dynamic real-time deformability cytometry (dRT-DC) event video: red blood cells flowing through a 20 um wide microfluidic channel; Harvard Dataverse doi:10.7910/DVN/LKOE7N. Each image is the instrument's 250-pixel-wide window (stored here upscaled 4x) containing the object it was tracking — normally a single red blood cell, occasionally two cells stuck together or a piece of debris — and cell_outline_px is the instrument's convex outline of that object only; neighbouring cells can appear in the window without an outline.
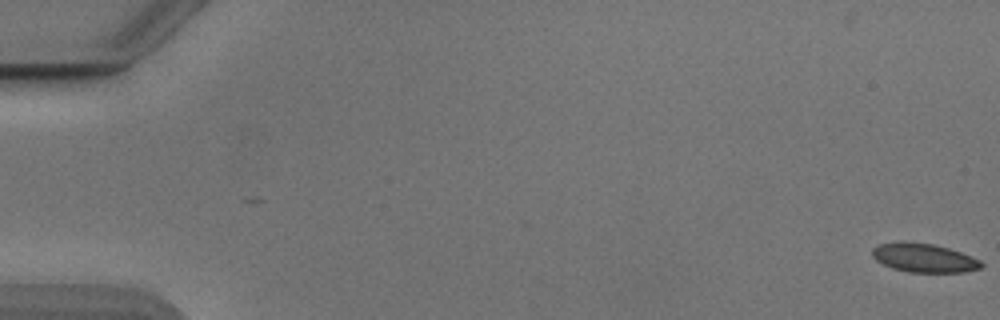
{"species": "Egyptian fruit bat (a non-hibernating species)", "species_latin": "Rousettus aegyptiacus", "temperature_condition": "cold", "stored_images_in_passage": 10, "camera_frame_rate_fps": 3000, "um_per_image_px": 0.085, "animal": {"sex": "male"}, "frame": {"image": 1, "passage_image": 1, "time_ms": 0.0, "image_size_px": [1000, 320], "cell_outline_px": [[984, 264], [980, 268], [964, 272], [908, 272], [892, 268], [876, 260], [872, 256], [872, 248], [880, 244], [900, 240], [932, 244], [948, 248], [972, 256], [980, 260]], "centroid_in_image_um": [78.52, 21.91], "position_along_channel_um": 6.5, "area_um2": 18.38}}